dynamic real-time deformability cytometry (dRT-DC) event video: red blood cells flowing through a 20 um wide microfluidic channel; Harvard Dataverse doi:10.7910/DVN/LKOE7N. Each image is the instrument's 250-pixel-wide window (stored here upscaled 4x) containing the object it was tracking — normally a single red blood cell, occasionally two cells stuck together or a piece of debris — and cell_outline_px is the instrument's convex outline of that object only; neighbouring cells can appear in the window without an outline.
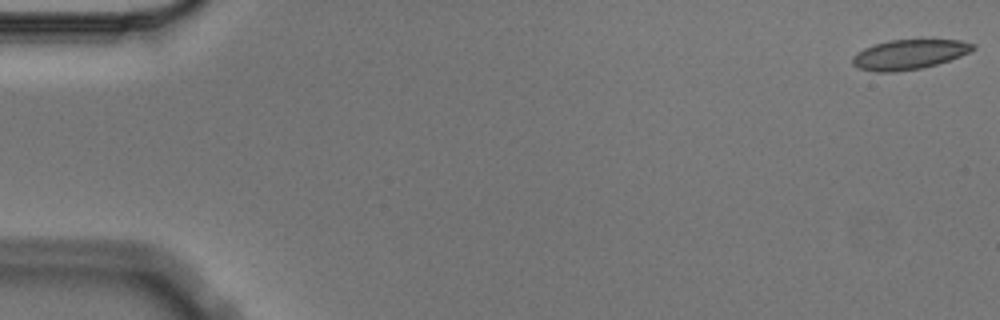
{"species": "Egyptian fruit bat (a non-hibernating species)", "species_latin": "Rousettus aegyptiacus", "temperature_condition": "cold", "stored_images_in_passage": 7, "segment_of_instrument_passage": [1, 2], "camera_frame_rate_fps": 3000, "um_per_image_px": 0.085, "animal": {"sex": "male"}, "frame": {"image": 1, "passage_image": 1, "time_ms": 0.0, "image_size_px": [1000, 320], "cell_outline_px": [[976, 48], [960, 56], [936, 64], [920, 68], [892, 72], [876, 72], [860, 68], [852, 64], [852, 56], [856, 52], [872, 44], [888, 40], [960, 40], [976, 44]], "centroid_in_image_um": [77.24, 4.62], "position_along_channel_um": 7.8, "area_um2": 20.81}}
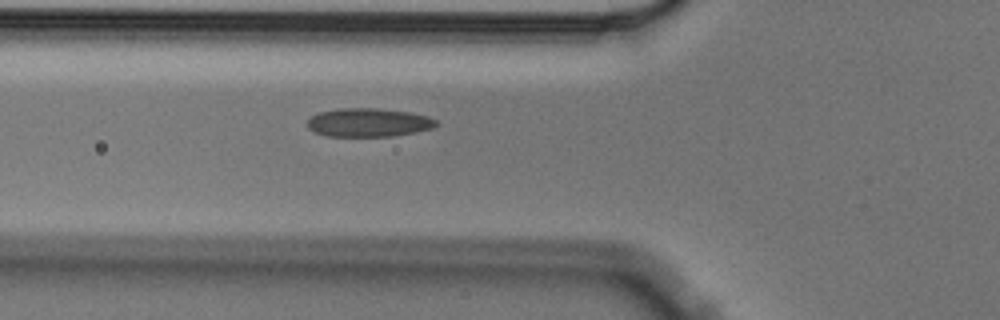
{"frame": {"image": 2, "passage_image": 6, "time_ms": 1.667, "image_size_px": [1000, 320], "cell_outline_px": [[440, 124], [432, 128], [416, 132], [392, 136], [328, 136], [316, 132], [308, 128], [308, 120], [312, 116], [320, 112], [340, 108], [380, 108], [408, 112], [428, 116], [436, 120]], "centroid_in_image_um": [31.36, 10.41], "position_along_channel_um": 94.4, "area_um2": 21.39}}